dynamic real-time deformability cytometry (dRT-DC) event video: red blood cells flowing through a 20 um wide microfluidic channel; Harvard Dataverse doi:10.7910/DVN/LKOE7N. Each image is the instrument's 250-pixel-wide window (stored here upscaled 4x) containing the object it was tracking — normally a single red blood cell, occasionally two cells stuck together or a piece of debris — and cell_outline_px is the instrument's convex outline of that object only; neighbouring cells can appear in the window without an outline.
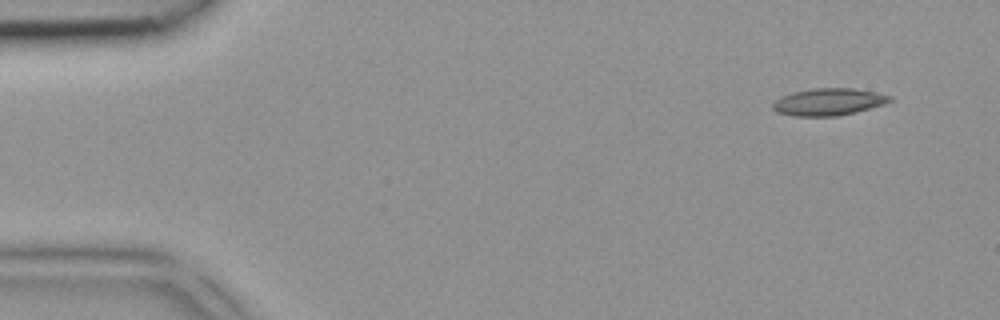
{"species": "common noctule bat (a hibernating species)", "species_latin": "Nyctalus noctula", "temperature_condition": "room temperature", "stored_images_in_passage": 5, "camera_frame_rate_fps": 3000, "um_per_image_px": 0.085, "animal": {"sex": "female", "body_mass_g": 18.4}, "frame": {"image": 1, "passage_image": 1, "time_ms": 0.0, "image_size_px": [1000, 320], "cell_outline_px": [[892, 100], [884, 104], [856, 112], [836, 116], [792, 116], [776, 112], [772, 108], [772, 104], [780, 96], [792, 92], [812, 88], [856, 88], [876, 92], [892, 96]], "centroid_in_image_um": [70.41, 8.65], "position_along_channel_um": 14.6, "area_um2": 18.67}}